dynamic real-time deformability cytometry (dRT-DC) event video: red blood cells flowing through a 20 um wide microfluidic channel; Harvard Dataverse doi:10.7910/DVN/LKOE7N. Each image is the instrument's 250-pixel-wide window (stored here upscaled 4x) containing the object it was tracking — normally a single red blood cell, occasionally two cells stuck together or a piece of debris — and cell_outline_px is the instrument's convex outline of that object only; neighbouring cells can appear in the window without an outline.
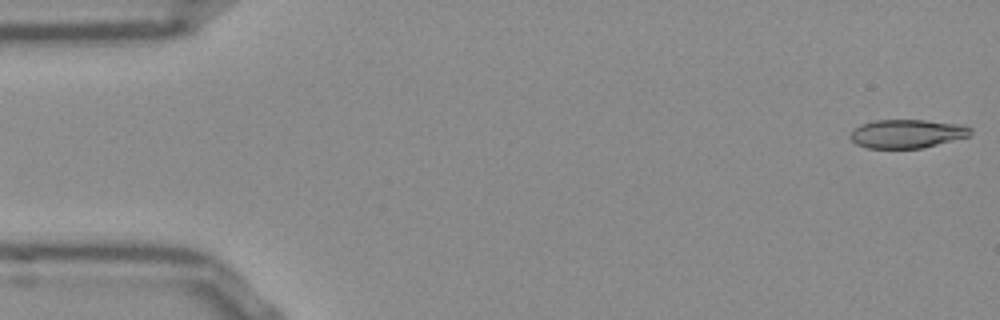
{"species": "Egyptian fruit bat (a non-hibernating species)", "species_latin": "Rousettus aegyptiacus", "temperature_condition": "room temperature", "stored_images_in_passage": 52, "camera_frame_rate_fps": 3000, "um_per_image_px": 0.085, "frame": {"image": 1, "passage_image": 1, "time_ms": 0.0, "image_size_px": [1000, 320], "cell_outline_px": [[972, 132], [968, 136], [920, 148], [868, 148], [856, 144], [848, 136], [860, 124], [876, 120], [924, 120], [964, 124], [972, 128]], "centroid_in_image_um": [77.1, 11.35], "position_along_channel_um": 7.9, "area_um2": 19.94}}
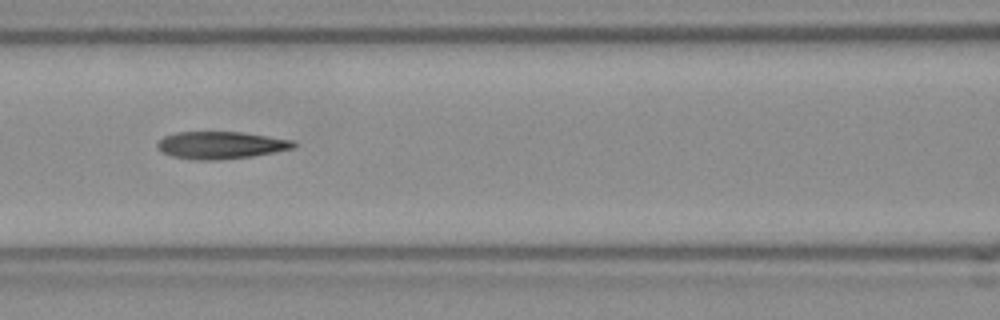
{"frame": {"image": 2, "passage_image": 22, "time_ms": 7.0, "image_size_px": [1000, 320], "cell_outline_px": [[296, 144], [292, 148], [252, 156], [216, 160], [192, 160], [172, 156], [160, 152], [156, 148], [156, 144], [164, 136], [176, 132], [240, 132], [268, 136], [292, 140]], "centroid_in_image_um": [18.68, 12.34], "position_along_channel_um": 147.9, "area_um2": 21.62}}
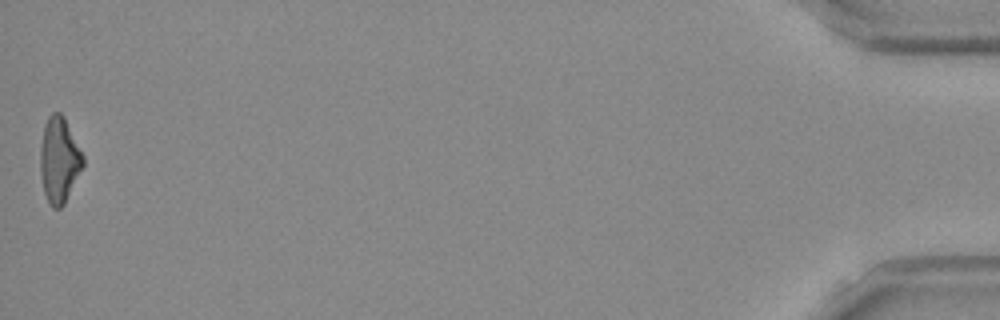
{"frame": {"image": 3, "passage_image": 52, "time_ms": 17.0, "image_size_px": [1000, 320], "cell_outline_px": [[84, 164], [64, 204], [60, 208], [52, 208], [44, 192], [40, 172], [40, 148], [44, 124], [48, 116], [52, 112], [60, 112], [64, 116], [84, 156]], "centroid_in_image_um": [5.02, 13.57], "position_along_channel_um": 430.2, "area_um2": 21.27}, "authors_computed_cell_mechanics": {"area_um2": 21.386, "velocity_mm_per_s": 3.8496, "shape_relaxation_time_tau1_ms": 10.1774, "shape_relaxation_time_tau2_ms": 2.3887, "deformation_change_tau1": 0.2802, "deformation_change_tau2": 0.1237}}